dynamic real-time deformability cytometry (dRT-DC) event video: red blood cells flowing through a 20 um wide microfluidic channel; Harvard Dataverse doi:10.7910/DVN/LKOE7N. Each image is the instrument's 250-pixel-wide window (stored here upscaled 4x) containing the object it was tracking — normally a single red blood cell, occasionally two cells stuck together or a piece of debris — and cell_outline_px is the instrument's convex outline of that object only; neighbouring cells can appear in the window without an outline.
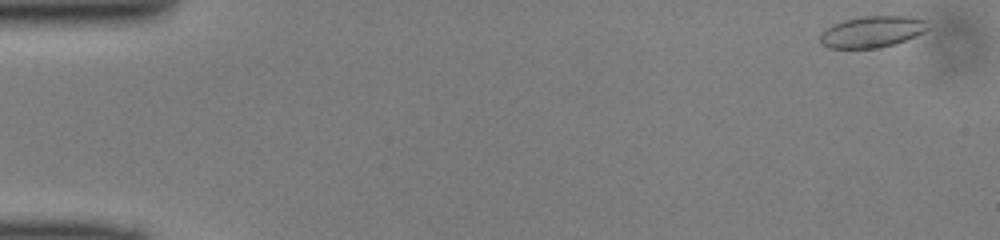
{"species": "common noctule bat (a hibernating species)", "species_latin": "Nyctalus noctula", "temperature_condition": "cold", "stored_images_in_passage": 48, "camera_frame_rate_fps": 3000, "um_per_image_px": 0.085, "animal": {"sex": "male", "body_mass_g": 13.0, "forearm_length_mm": 53.1}, "frame": {"image": 1, "passage_image": 1, "time_ms": 0.0, "image_size_px": [1000, 240], "cell_outline_px": [[932, 28], [916, 36], [896, 44], [880, 48], [828, 48], [820, 44], [820, 36], [832, 24], [844, 20], [864, 16], [912, 16], [928, 20], [932, 24]], "centroid_in_image_um": [74.23, 2.69], "position_along_channel_um": 10.8, "area_um2": 20.11}}
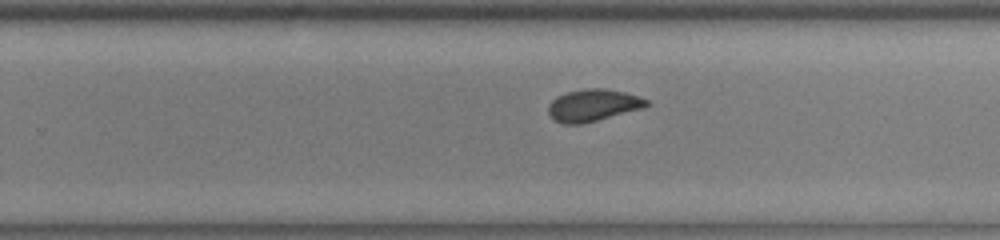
{"frame": {"image": 2, "passage_image": 30, "time_ms": 9.667, "image_size_px": [1000, 240], "cell_outline_px": [[652, 104], [644, 108], [580, 124], [564, 124], [552, 120], [548, 112], [548, 104], [556, 96], [568, 92], [584, 88], [604, 88], [624, 92], [640, 96], [648, 100]], "centroid_in_image_um": [50.41, 8.94], "position_along_channel_um": 279.4, "area_um2": 18.5}}
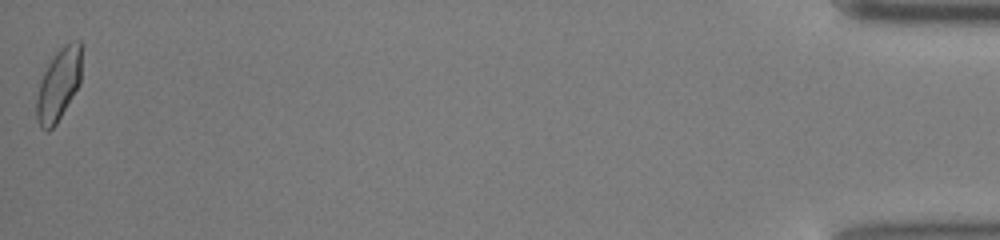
{"frame": {"image": 3, "passage_image": 48, "time_ms": 15.667, "image_size_px": [1000, 240], "cell_outline_px": [[80, 84], [56, 124], [48, 132], [40, 128], [36, 120], [36, 100], [40, 80], [48, 64], [56, 52], [64, 44], [72, 40], [80, 40]], "centroid_in_image_um": [4.96, 7.21], "position_along_channel_um": 430.2, "area_um2": 18.9}}